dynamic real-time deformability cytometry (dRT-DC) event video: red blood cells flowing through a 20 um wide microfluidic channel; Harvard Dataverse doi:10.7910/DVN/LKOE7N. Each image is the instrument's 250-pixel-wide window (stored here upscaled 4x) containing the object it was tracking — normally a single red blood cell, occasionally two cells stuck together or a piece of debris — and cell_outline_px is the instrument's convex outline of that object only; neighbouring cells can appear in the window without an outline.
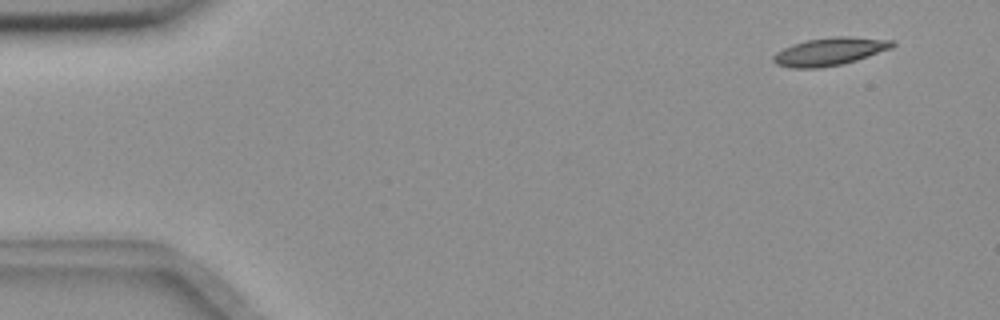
{"species": "common noctule bat (a hibernating species)", "species_latin": "Nyctalus noctula", "temperature_condition": "room temperature", "stored_images_in_passage": 6, "camera_frame_rate_fps": 3000, "um_per_image_px": 0.085, "animal": {"sex": "female", "body_mass_g": 18.4}, "frame": {"image": 1, "passage_image": 2, "time_ms": 0.333, "image_size_px": [1000, 320], "cell_outline_px": [[896, 44], [892, 48], [856, 60], [840, 64], [820, 68], [788, 68], [776, 64], [772, 60], [772, 56], [776, 52], [792, 44], [808, 40], [832, 36], [848, 36], [896, 40]], "centroid_in_image_um": [70.53, 4.37], "position_along_channel_um": 14.5, "area_um2": 19.42}}